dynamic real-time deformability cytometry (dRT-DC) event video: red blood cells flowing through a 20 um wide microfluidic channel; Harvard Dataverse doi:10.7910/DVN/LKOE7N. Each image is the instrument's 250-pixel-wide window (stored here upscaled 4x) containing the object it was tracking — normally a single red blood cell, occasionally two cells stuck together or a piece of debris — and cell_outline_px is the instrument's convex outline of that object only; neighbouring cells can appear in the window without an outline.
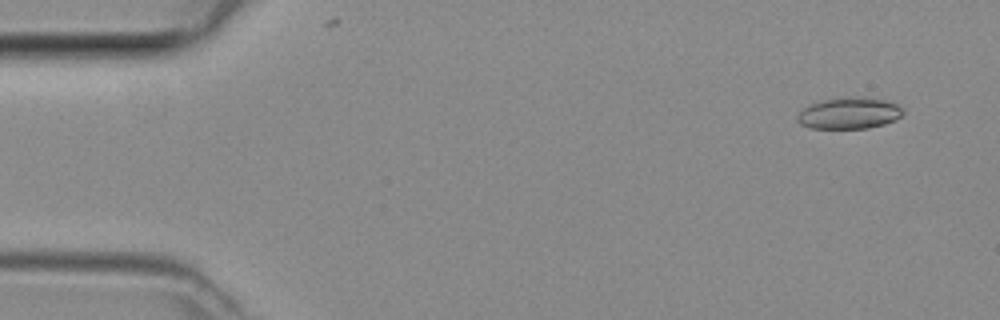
{"species": "common noctule bat (a hibernating species)", "species_latin": "Nyctalus noctula", "temperature_condition": "room temperature", "stored_images_in_passage": 4, "camera_frame_rate_fps": 3000, "um_per_image_px": 0.085, "animal": {"sex": "female", "body_mass_g": 29.2, "forearm_length_mm": 56.3}, "frame": {"image": 1, "passage_image": 1, "time_ms": 0.0, "image_size_px": [1000, 320], "cell_outline_px": [[904, 112], [896, 120], [884, 124], [868, 128], [808, 128], [800, 124], [796, 120], [796, 116], [808, 104], [824, 100], [848, 96], [856, 96], [888, 100], [900, 104], [904, 108]], "centroid_in_image_um": [72.21, 9.61], "position_along_channel_um": 12.8, "area_um2": 19.71}}
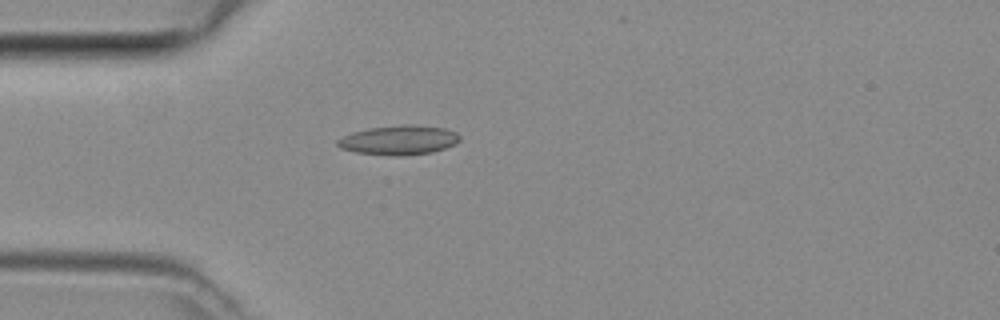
{"frame": {"image": 2, "passage_image": 4, "time_ms": 1.0, "image_size_px": [1000, 320], "cell_outline_px": [[460, 140], [456, 144], [432, 152], [396, 156], [356, 152], [340, 148], [336, 144], [336, 140], [352, 132], [372, 128], [404, 124], [416, 124], [444, 128], [456, 132], [460, 136]], "centroid_in_image_um": [33.92, 11.9], "position_along_channel_um": 51.1, "area_um2": 20.87}}